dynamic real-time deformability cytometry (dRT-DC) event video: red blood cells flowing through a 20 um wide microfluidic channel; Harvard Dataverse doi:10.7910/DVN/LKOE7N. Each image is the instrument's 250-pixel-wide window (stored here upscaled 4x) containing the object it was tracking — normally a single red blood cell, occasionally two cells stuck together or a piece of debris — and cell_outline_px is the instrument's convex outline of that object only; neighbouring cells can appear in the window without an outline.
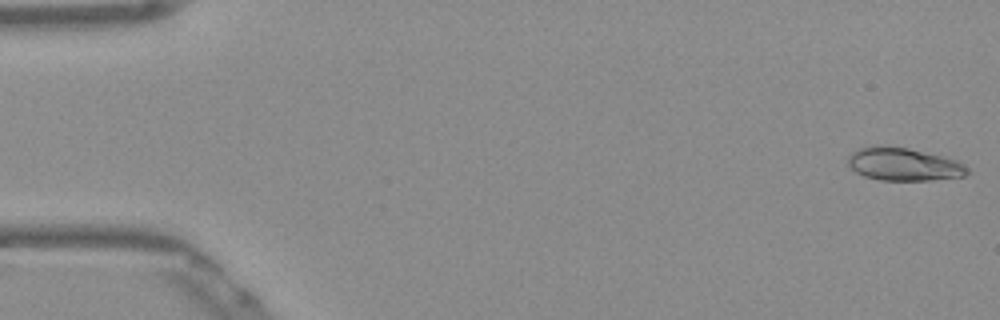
{"species": "Egyptian fruit bat (a non-hibernating species)", "species_latin": "Rousettus aegyptiacus", "temperature_condition": "warm", "stored_images_in_passage": 8, "camera_frame_rate_fps": 3000, "um_per_image_px": 0.085, "frame": {"image": 1, "passage_image": 1, "time_ms": 0.0, "image_size_px": [1000, 320], "cell_outline_px": [[968, 172], [964, 176], [932, 180], [880, 180], [864, 176], [856, 172], [848, 164], [848, 156], [852, 152], [860, 148], [876, 144], [908, 148], [956, 160], [964, 164], [968, 168]], "centroid_in_image_um": [76.78, 13.96], "position_along_channel_um": 8.2, "area_um2": 22.83}}